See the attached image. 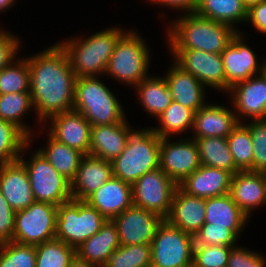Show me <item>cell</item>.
Listing matches in <instances>:
<instances>
[{"instance_id":"cell-1","label":"cell","mask_w":266,"mask_h":267,"mask_svg":"<svg viewBox=\"0 0 266 267\" xmlns=\"http://www.w3.org/2000/svg\"><path fill=\"white\" fill-rule=\"evenodd\" d=\"M26 58L33 109L43 129L44 123L53 115L73 110L77 77L59 43Z\"/></svg>"},{"instance_id":"cell-2","label":"cell","mask_w":266,"mask_h":267,"mask_svg":"<svg viewBox=\"0 0 266 267\" xmlns=\"http://www.w3.org/2000/svg\"><path fill=\"white\" fill-rule=\"evenodd\" d=\"M167 42L170 49H195L221 54L238 31L228 24L216 22L196 12L182 13L170 21Z\"/></svg>"},{"instance_id":"cell-3","label":"cell","mask_w":266,"mask_h":267,"mask_svg":"<svg viewBox=\"0 0 266 267\" xmlns=\"http://www.w3.org/2000/svg\"><path fill=\"white\" fill-rule=\"evenodd\" d=\"M125 32L115 26L86 38L76 36L58 43L66 51L76 77L104 76L115 46Z\"/></svg>"},{"instance_id":"cell-4","label":"cell","mask_w":266,"mask_h":267,"mask_svg":"<svg viewBox=\"0 0 266 267\" xmlns=\"http://www.w3.org/2000/svg\"><path fill=\"white\" fill-rule=\"evenodd\" d=\"M126 146L112 163L113 176L133 185L159 168L160 137L151 128L133 129L126 119Z\"/></svg>"},{"instance_id":"cell-5","label":"cell","mask_w":266,"mask_h":267,"mask_svg":"<svg viewBox=\"0 0 266 267\" xmlns=\"http://www.w3.org/2000/svg\"><path fill=\"white\" fill-rule=\"evenodd\" d=\"M99 77L76 78L73 110L80 112L91 126L124 121L126 115L119 99Z\"/></svg>"},{"instance_id":"cell-6","label":"cell","mask_w":266,"mask_h":267,"mask_svg":"<svg viewBox=\"0 0 266 267\" xmlns=\"http://www.w3.org/2000/svg\"><path fill=\"white\" fill-rule=\"evenodd\" d=\"M148 47L138 31L127 29L115 46L105 75L134 88L149 76L151 57Z\"/></svg>"},{"instance_id":"cell-7","label":"cell","mask_w":266,"mask_h":267,"mask_svg":"<svg viewBox=\"0 0 266 267\" xmlns=\"http://www.w3.org/2000/svg\"><path fill=\"white\" fill-rule=\"evenodd\" d=\"M107 219L85 200L72 199L57 208L55 238L75 249L98 233Z\"/></svg>"},{"instance_id":"cell-8","label":"cell","mask_w":266,"mask_h":267,"mask_svg":"<svg viewBox=\"0 0 266 267\" xmlns=\"http://www.w3.org/2000/svg\"><path fill=\"white\" fill-rule=\"evenodd\" d=\"M29 146L30 141L24 146L19 161L28 172L35 201L59 206L72 200L71 182L48 162L38 148L29 160H25L23 156Z\"/></svg>"},{"instance_id":"cell-9","label":"cell","mask_w":266,"mask_h":267,"mask_svg":"<svg viewBox=\"0 0 266 267\" xmlns=\"http://www.w3.org/2000/svg\"><path fill=\"white\" fill-rule=\"evenodd\" d=\"M193 248V235L164 219L151 243V267H191Z\"/></svg>"},{"instance_id":"cell-10","label":"cell","mask_w":266,"mask_h":267,"mask_svg":"<svg viewBox=\"0 0 266 267\" xmlns=\"http://www.w3.org/2000/svg\"><path fill=\"white\" fill-rule=\"evenodd\" d=\"M58 206L34 202L15 212L12 241L38 245L55 238Z\"/></svg>"},{"instance_id":"cell-11","label":"cell","mask_w":266,"mask_h":267,"mask_svg":"<svg viewBox=\"0 0 266 267\" xmlns=\"http://www.w3.org/2000/svg\"><path fill=\"white\" fill-rule=\"evenodd\" d=\"M178 185L160 168L141 176L132 185L133 205L159 214L166 219Z\"/></svg>"},{"instance_id":"cell-12","label":"cell","mask_w":266,"mask_h":267,"mask_svg":"<svg viewBox=\"0 0 266 267\" xmlns=\"http://www.w3.org/2000/svg\"><path fill=\"white\" fill-rule=\"evenodd\" d=\"M174 62L186 72L194 75L206 88L225 91L227 82L221 54L195 49H170Z\"/></svg>"},{"instance_id":"cell-13","label":"cell","mask_w":266,"mask_h":267,"mask_svg":"<svg viewBox=\"0 0 266 267\" xmlns=\"http://www.w3.org/2000/svg\"><path fill=\"white\" fill-rule=\"evenodd\" d=\"M169 139L160 138L159 168L179 185L201 166L200 155L194 139Z\"/></svg>"},{"instance_id":"cell-14","label":"cell","mask_w":266,"mask_h":267,"mask_svg":"<svg viewBox=\"0 0 266 267\" xmlns=\"http://www.w3.org/2000/svg\"><path fill=\"white\" fill-rule=\"evenodd\" d=\"M243 31L238 32L221 53L227 82V92L235 84L264 71V61L259 60L254 51L245 43Z\"/></svg>"},{"instance_id":"cell-15","label":"cell","mask_w":266,"mask_h":267,"mask_svg":"<svg viewBox=\"0 0 266 267\" xmlns=\"http://www.w3.org/2000/svg\"><path fill=\"white\" fill-rule=\"evenodd\" d=\"M239 123L266 118V74L263 71L232 86L227 92ZM232 94V95H231Z\"/></svg>"},{"instance_id":"cell-16","label":"cell","mask_w":266,"mask_h":267,"mask_svg":"<svg viewBox=\"0 0 266 267\" xmlns=\"http://www.w3.org/2000/svg\"><path fill=\"white\" fill-rule=\"evenodd\" d=\"M159 214L132 205L113 219L117 225L121 245L151 244L158 226L163 222Z\"/></svg>"},{"instance_id":"cell-17","label":"cell","mask_w":266,"mask_h":267,"mask_svg":"<svg viewBox=\"0 0 266 267\" xmlns=\"http://www.w3.org/2000/svg\"><path fill=\"white\" fill-rule=\"evenodd\" d=\"M48 121L50 125H48L49 129L46 132L54 139L89 155L92 126L80 112L70 110L56 114L44 124H47Z\"/></svg>"},{"instance_id":"cell-18","label":"cell","mask_w":266,"mask_h":267,"mask_svg":"<svg viewBox=\"0 0 266 267\" xmlns=\"http://www.w3.org/2000/svg\"><path fill=\"white\" fill-rule=\"evenodd\" d=\"M232 108L219 104L206 103L194 114L193 135L196 140L205 137L227 138L239 124Z\"/></svg>"},{"instance_id":"cell-19","label":"cell","mask_w":266,"mask_h":267,"mask_svg":"<svg viewBox=\"0 0 266 267\" xmlns=\"http://www.w3.org/2000/svg\"><path fill=\"white\" fill-rule=\"evenodd\" d=\"M85 201L107 220H113L133 205L132 185L112 176Z\"/></svg>"},{"instance_id":"cell-20","label":"cell","mask_w":266,"mask_h":267,"mask_svg":"<svg viewBox=\"0 0 266 267\" xmlns=\"http://www.w3.org/2000/svg\"><path fill=\"white\" fill-rule=\"evenodd\" d=\"M230 195L248 216L266 204V174L249 170L238 171L231 178Z\"/></svg>"},{"instance_id":"cell-21","label":"cell","mask_w":266,"mask_h":267,"mask_svg":"<svg viewBox=\"0 0 266 267\" xmlns=\"http://www.w3.org/2000/svg\"><path fill=\"white\" fill-rule=\"evenodd\" d=\"M0 192L15 212L35 202L28 172L19 160L0 165Z\"/></svg>"},{"instance_id":"cell-22","label":"cell","mask_w":266,"mask_h":267,"mask_svg":"<svg viewBox=\"0 0 266 267\" xmlns=\"http://www.w3.org/2000/svg\"><path fill=\"white\" fill-rule=\"evenodd\" d=\"M231 178L224 169L201 165L178 186L189 195L207 199L230 193Z\"/></svg>"},{"instance_id":"cell-23","label":"cell","mask_w":266,"mask_h":267,"mask_svg":"<svg viewBox=\"0 0 266 267\" xmlns=\"http://www.w3.org/2000/svg\"><path fill=\"white\" fill-rule=\"evenodd\" d=\"M164 75L172 97V101L180 103L195 113L206 102V87L192 74L183 70L173 60Z\"/></svg>"},{"instance_id":"cell-24","label":"cell","mask_w":266,"mask_h":267,"mask_svg":"<svg viewBox=\"0 0 266 267\" xmlns=\"http://www.w3.org/2000/svg\"><path fill=\"white\" fill-rule=\"evenodd\" d=\"M166 220L194 236L205 223V199L189 195L178 186Z\"/></svg>"},{"instance_id":"cell-25","label":"cell","mask_w":266,"mask_h":267,"mask_svg":"<svg viewBox=\"0 0 266 267\" xmlns=\"http://www.w3.org/2000/svg\"><path fill=\"white\" fill-rule=\"evenodd\" d=\"M113 176L112 163L85 155L75 178L71 181L72 199L85 200Z\"/></svg>"},{"instance_id":"cell-26","label":"cell","mask_w":266,"mask_h":267,"mask_svg":"<svg viewBox=\"0 0 266 267\" xmlns=\"http://www.w3.org/2000/svg\"><path fill=\"white\" fill-rule=\"evenodd\" d=\"M120 245L117 225L113 220H107L98 233L76 248V257L81 261L104 267Z\"/></svg>"},{"instance_id":"cell-27","label":"cell","mask_w":266,"mask_h":267,"mask_svg":"<svg viewBox=\"0 0 266 267\" xmlns=\"http://www.w3.org/2000/svg\"><path fill=\"white\" fill-rule=\"evenodd\" d=\"M249 219L233 201L230 193L205 199V223L228 228L239 239Z\"/></svg>"},{"instance_id":"cell-28","label":"cell","mask_w":266,"mask_h":267,"mask_svg":"<svg viewBox=\"0 0 266 267\" xmlns=\"http://www.w3.org/2000/svg\"><path fill=\"white\" fill-rule=\"evenodd\" d=\"M126 119L91 127L89 155L112 162L125 149Z\"/></svg>"},{"instance_id":"cell-29","label":"cell","mask_w":266,"mask_h":267,"mask_svg":"<svg viewBox=\"0 0 266 267\" xmlns=\"http://www.w3.org/2000/svg\"><path fill=\"white\" fill-rule=\"evenodd\" d=\"M144 112L157 118L171 104L172 97L165 77L148 76L134 87Z\"/></svg>"},{"instance_id":"cell-30","label":"cell","mask_w":266,"mask_h":267,"mask_svg":"<svg viewBox=\"0 0 266 267\" xmlns=\"http://www.w3.org/2000/svg\"><path fill=\"white\" fill-rule=\"evenodd\" d=\"M248 7L242 0H198L195 12L207 19L230 25L240 32L237 24L247 19Z\"/></svg>"},{"instance_id":"cell-31","label":"cell","mask_w":266,"mask_h":267,"mask_svg":"<svg viewBox=\"0 0 266 267\" xmlns=\"http://www.w3.org/2000/svg\"><path fill=\"white\" fill-rule=\"evenodd\" d=\"M47 138V146L39 147L38 150L60 174L71 182L85 154L57 141L50 134Z\"/></svg>"},{"instance_id":"cell-32","label":"cell","mask_w":266,"mask_h":267,"mask_svg":"<svg viewBox=\"0 0 266 267\" xmlns=\"http://www.w3.org/2000/svg\"><path fill=\"white\" fill-rule=\"evenodd\" d=\"M195 141L198 146L201 165L224 169L232 175L240 171L234 164L226 138L205 137Z\"/></svg>"},{"instance_id":"cell-33","label":"cell","mask_w":266,"mask_h":267,"mask_svg":"<svg viewBox=\"0 0 266 267\" xmlns=\"http://www.w3.org/2000/svg\"><path fill=\"white\" fill-rule=\"evenodd\" d=\"M32 108L30 92L0 94V119L15 124L29 137L31 143L35 131L22 121V117H25L28 111H33Z\"/></svg>"},{"instance_id":"cell-34","label":"cell","mask_w":266,"mask_h":267,"mask_svg":"<svg viewBox=\"0 0 266 267\" xmlns=\"http://www.w3.org/2000/svg\"><path fill=\"white\" fill-rule=\"evenodd\" d=\"M194 114L195 112L191 109L172 101L166 110L156 118L160 126L152 127V129L160 138L186 133L187 129H193Z\"/></svg>"},{"instance_id":"cell-35","label":"cell","mask_w":266,"mask_h":267,"mask_svg":"<svg viewBox=\"0 0 266 267\" xmlns=\"http://www.w3.org/2000/svg\"><path fill=\"white\" fill-rule=\"evenodd\" d=\"M35 248L36 267H69L76 258V249L56 238Z\"/></svg>"},{"instance_id":"cell-36","label":"cell","mask_w":266,"mask_h":267,"mask_svg":"<svg viewBox=\"0 0 266 267\" xmlns=\"http://www.w3.org/2000/svg\"><path fill=\"white\" fill-rule=\"evenodd\" d=\"M226 140L235 166L240 171L249 170L253 172L252 138L249 128L244 123H239Z\"/></svg>"},{"instance_id":"cell-37","label":"cell","mask_w":266,"mask_h":267,"mask_svg":"<svg viewBox=\"0 0 266 267\" xmlns=\"http://www.w3.org/2000/svg\"><path fill=\"white\" fill-rule=\"evenodd\" d=\"M29 137L15 124L0 119V165L18 161Z\"/></svg>"},{"instance_id":"cell-38","label":"cell","mask_w":266,"mask_h":267,"mask_svg":"<svg viewBox=\"0 0 266 267\" xmlns=\"http://www.w3.org/2000/svg\"><path fill=\"white\" fill-rule=\"evenodd\" d=\"M30 92V70L27 58L15 59L0 70V94Z\"/></svg>"},{"instance_id":"cell-39","label":"cell","mask_w":266,"mask_h":267,"mask_svg":"<svg viewBox=\"0 0 266 267\" xmlns=\"http://www.w3.org/2000/svg\"><path fill=\"white\" fill-rule=\"evenodd\" d=\"M104 267H151V244L120 245Z\"/></svg>"},{"instance_id":"cell-40","label":"cell","mask_w":266,"mask_h":267,"mask_svg":"<svg viewBox=\"0 0 266 267\" xmlns=\"http://www.w3.org/2000/svg\"><path fill=\"white\" fill-rule=\"evenodd\" d=\"M0 267H36L35 245L14 241L1 243Z\"/></svg>"},{"instance_id":"cell-41","label":"cell","mask_w":266,"mask_h":267,"mask_svg":"<svg viewBox=\"0 0 266 267\" xmlns=\"http://www.w3.org/2000/svg\"><path fill=\"white\" fill-rule=\"evenodd\" d=\"M250 131L253 150V172L266 174V118L243 122Z\"/></svg>"},{"instance_id":"cell-42","label":"cell","mask_w":266,"mask_h":267,"mask_svg":"<svg viewBox=\"0 0 266 267\" xmlns=\"http://www.w3.org/2000/svg\"><path fill=\"white\" fill-rule=\"evenodd\" d=\"M233 247L225 245H204L193 248V267H227Z\"/></svg>"},{"instance_id":"cell-43","label":"cell","mask_w":266,"mask_h":267,"mask_svg":"<svg viewBox=\"0 0 266 267\" xmlns=\"http://www.w3.org/2000/svg\"><path fill=\"white\" fill-rule=\"evenodd\" d=\"M193 238L194 246L225 245L228 247L237 246L239 239L230 229L212 226L210 223H204Z\"/></svg>"},{"instance_id":"cell-44","label":"cell","mask_w":266,"mask_h":267,"mask_svg":"<svg viewBox=\"0 0 266 267\" xmlns=\"http://www.w3.org/2000/svg\"><path fill=\"white\" fill-rule=\"evenodd\" d=\"M249 248L235 246L231 249L227 267H266V256Z\"/></svg>"},{"instance_id":"cell-45","label":"cell","mask_w":266,"mask_h":267,"mask_svg":"<svg viewBox=\"0 0 266 267\" xmlns=\"http://www.w3.org/2000/svg\"><path fill=\"white\" fill-rule=\"evenodd\" d=\"M0 27V70L10 65L18 58V51L21 50V41L18 36L10 31L1 29Z\"/></svg>"},{"instance_id":"cell-46","label":"cell","mask_w":266,"mask_h":267,"mask_svg":"<svg viewBox=\"0 0 266 267\" xmlns=\"http://www.w3.org/2000/svg\"><path fill=\"white\" fill-rule=\"evenodd\" d=\"M15 211L0 192V244L12 241Z\"/></svg>"},{"instance_id":"cell-47","label":"cell","mask_w":266,"mask_h":267,"mask_svg":"<svg viewBox=\"0 0 266 267\" xmlns=\"http://www.w3.org/2000/svg\"><path fill=\"white\" fill-rule=\"evenodd\" d=\"M246 22L262 34H266V1L248 7Z\"/></svg>"},{"instance_id":"cell-48","label":"cell","mask_w":266,"mask_h":267,"mask_svg":"<svg viewBox=\"0 0 266 267\" xmlns=\"http://www.w3.org/2000/svg\"><path fill=\"white\" fill-rule=\"evenodd\" d=\"M148 3L164 5L163 7H168L170 10H180L182 13L195 12L198 0H147ZM184 11V12H183Z\"/></svg>"},{"instance_id":"cell-49","label":"cell","mask_w":266,"mask_h":267,"mask_svg":"<svg viewBox=\"0 0 266 267\" xmlns=\"http://www.w3.org/2000/svg\"><path fill=\"white\" fill-rule=\"evenodd\" d=\"M15 2H17V0H0V13H3V11L6 12V10L13 7Z\"/></svg>"},{"instance_id":"cell-50","label":"cell","mask_w":266,"mask_h":267,"mask_svg":"<svg viewBox=\"0 0 266 267\" xmlns=\"http://www.w3.org/2000/svg\"><path fill=\"white\" fill-rule=\"evenodd\" d=\"M69 267H98L96 265L90 264L79 260L77 257L70 263Z\"/></svg>"},{"instance_id":"cell-51","label":"cell","mask_w":266,"mask_h":267,"mask_svg":"<svg viewBox=\"0 0 266 267\" xmlns=\"http://www.w3.org/2000/svg\"><path fill=\"white\" fill-rule=\"evenodd\" d=\"M242 1L245 3L247 7H249L253 4L264 2L265 0H242Z\"/></svg>"},{"instance_id":"cell-52","label":"cell","mask_w":266,"mask_h":267,"mask_svg":"<svg viewBox=\"0 0 266 267\" xmlns=\"http://www.w3.org/2000/svg\"><path fill=\"white\" fill-rule=\"evenodd\" d=\"M264 72L266 74V59H265V64H264Z\"/></svg>"}]
</instances>
